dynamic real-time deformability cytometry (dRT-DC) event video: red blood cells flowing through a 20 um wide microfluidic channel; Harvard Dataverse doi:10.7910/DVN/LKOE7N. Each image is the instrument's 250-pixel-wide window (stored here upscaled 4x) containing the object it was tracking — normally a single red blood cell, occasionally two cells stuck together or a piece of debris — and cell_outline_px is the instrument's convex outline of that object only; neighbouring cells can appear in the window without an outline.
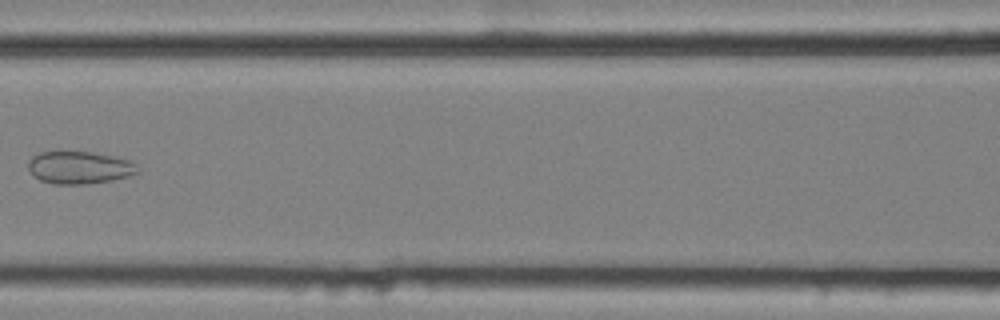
{"species": "common noctule bat (a hibernating species)", "species_latin": "Nyctalus noctula", "temperature_condition": "cold", "stored_images_in_passage": 6, "camera_frame_rate_fps": 3000, "um_per_image_px": 0.085, "animal": {"sex": "female", "body_mass_g": 25.1}, "frame": {"image": 1, "passage_image": 6, "time_ms": 1.667, "image_size_px": [1000, 320], "cell_outline_px": [[140, 172], [128, 176], [112, 180], [84, 184], [56, 184], [40, 180], [28, 168], [28, 160], [32, 156], [40, 152], [56, 148], [60, 148], [92, 152], [112, 156], [128, 160], [136, 164]], "centroid_in_image_um": [6.7, 14.19], "position_along_channel_um": 159.9, "area_um2": 21.33}}